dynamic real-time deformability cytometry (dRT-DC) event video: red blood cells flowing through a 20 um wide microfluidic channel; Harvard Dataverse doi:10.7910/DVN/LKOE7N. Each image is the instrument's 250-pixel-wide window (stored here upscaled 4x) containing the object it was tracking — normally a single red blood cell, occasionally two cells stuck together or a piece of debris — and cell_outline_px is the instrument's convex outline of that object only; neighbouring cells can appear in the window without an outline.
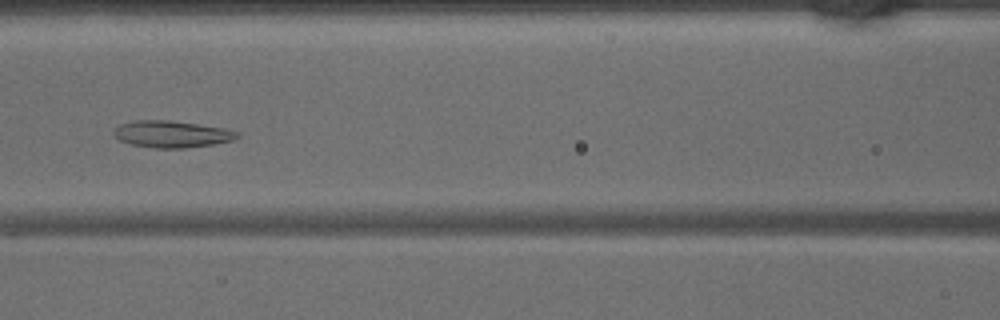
{"species": "common noctule bat (a hibernating species)", "species_latin": "Nyctalus noctula", "temperature_condition": "warm", "stored_images_in_passage": 43, "camera_frame_rate_fps": 3000, "um_per_image_px": 0.085, "animal": {"sex": "male", "body_mass_g": 15.6}, "frame": {"image": 1, "passage_image": 19, "time_ms": 6.0, "image_size_px": [1000, 320], "cell_outline_px": [[240, 136], [232, 140], [212, 144], [184, 148], [156, 148], [128, 144], [112, 136], [112, 132], [120, 124], [132, 120], [168, 120], [224, 128], [240, 132]], "centroid_in_image_um": [14.55, 11.4], "position_along_channel_um": 152.1, "area_um2": 19.31}}
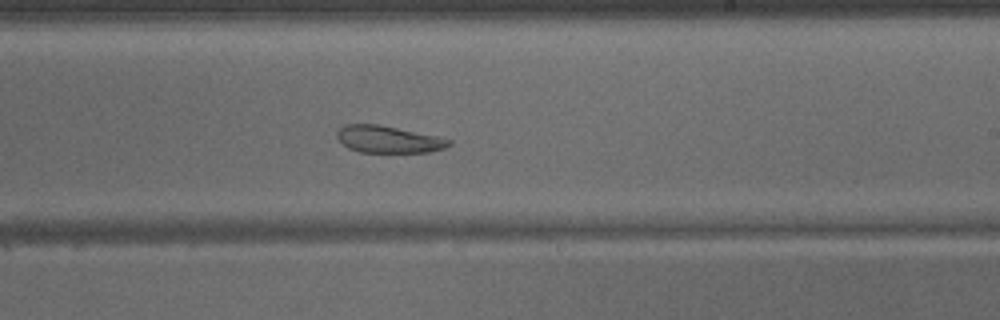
{"frame": {"image": 2, "passage_image": 26, "time_ms": 8.333, "image_size_px": [1000, 320], "cell_outline_px": [[452, 144], [444, 148], [428, 152], [360, 152], [348, 148], [336, 136], [336, 132], [344, 124], [380, 124], [436, 136], [452, 140]], "centroid_in_image_um": [33.0, 11.84], "position_along_channel_um": 256.0, "area_um2": 17.57}}
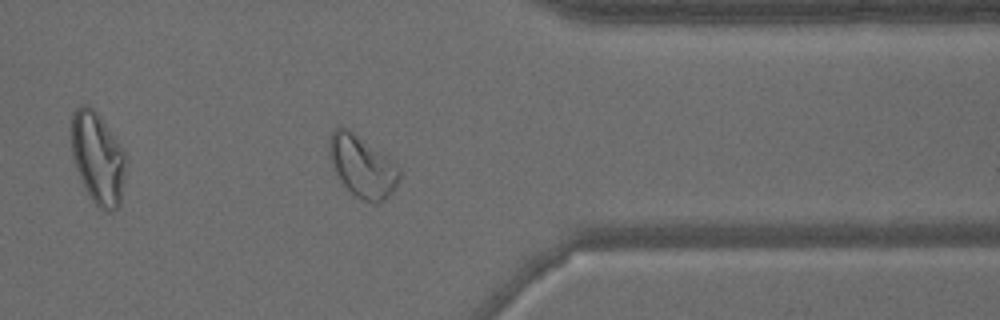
{"frame": {"image": 3, "passage_image": 35, "time_ms": 11.333, "image_size_px": [1000, 320], "cell_outline_px": [[400, 180], [392, 192], [384, 200], [376, 204], [372, 204], [360, 200], [336, 176], [328, 152], [328, 140], [332, 132], [336, 128], [344, 128], [352, 132], [392, 160], [400, 168]], "centroid_in_image_um": [30.79, 14.18], "position_along_channel_um": 380.6, "area_um2": 24.97}}